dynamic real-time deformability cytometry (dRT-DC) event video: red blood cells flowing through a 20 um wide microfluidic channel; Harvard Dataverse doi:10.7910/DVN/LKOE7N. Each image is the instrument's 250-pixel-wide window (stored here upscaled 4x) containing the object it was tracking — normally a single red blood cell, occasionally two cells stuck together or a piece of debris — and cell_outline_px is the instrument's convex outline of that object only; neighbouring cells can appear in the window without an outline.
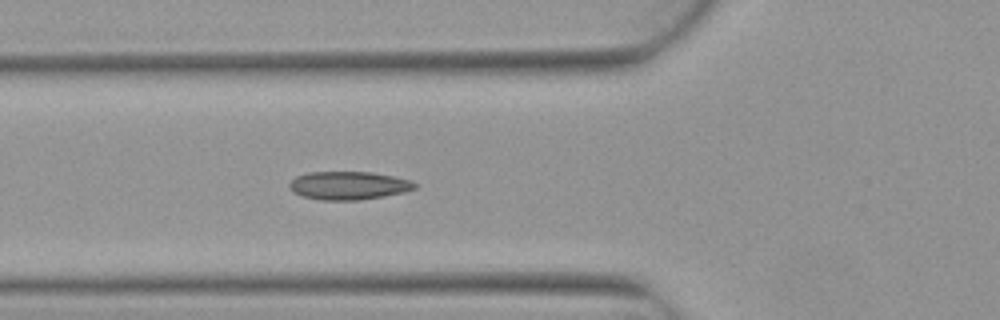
{"species": "Egyptian fruit bat (a non-hibernating species)", "species_latin": "Rousettus aegyptiacus", "temperature_condition": "warm", "stored_images_in_passage": 6, "camera_frame_rate_fps": 3000, "um_per_image_px": 0.085, "animal": {"sex": "female"}, "frame": {"image": 1, "passage_image": 5, "time_ms": 1.333, "image_size_px": [1000, 320], "cell_outline_px": [[420, 184], [416, 188], [404, 192], [384, 196], [360, 200], [320, 200], [304, 196], [292, 192], [288, 188], [288, 184], [296, 176], [308, 172], [372, 172], [412, 180]], "centroid_in_image_um": [29.64, 15.77], "position_along_channel_um": 96.2, "area_um2": 20.81}}